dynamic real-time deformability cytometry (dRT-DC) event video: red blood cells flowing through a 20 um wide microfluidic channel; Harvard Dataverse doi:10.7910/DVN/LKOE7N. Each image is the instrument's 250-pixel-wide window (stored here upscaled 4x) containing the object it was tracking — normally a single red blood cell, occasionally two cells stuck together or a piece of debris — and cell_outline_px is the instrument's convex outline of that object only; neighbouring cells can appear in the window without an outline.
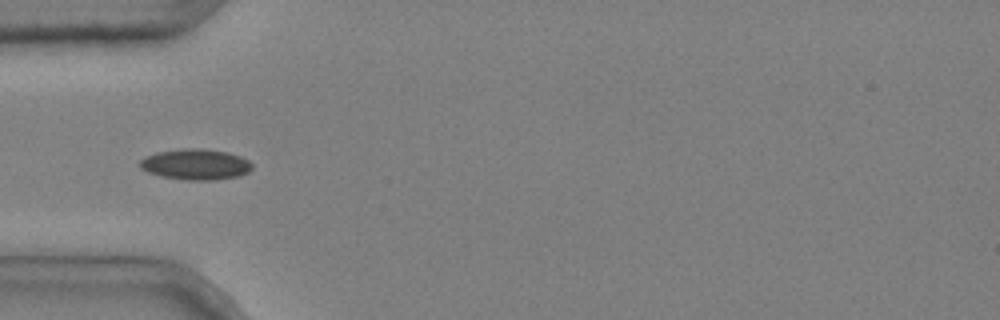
{"species": "common noctule bat (a hibernating species)", "species_latin": "Nyctalus noctula", "temperature_condition": "cold", "stored_images_in_passage": 6, "camera_frame_rate_fps": 3000, "um_per_image_px": 0.085, "animal": {"sex": "male", "body_mass_g": 20.4}, "frame": {"image": 1, "passage_image": 4, "time_ms": 1.0, "image_size_px": [1000, 320], "cell_outline_px": [[252, 168], [248, 172], [240, 176], [216, 180], [188, 180], [160, 176], [148, 172], [140, 168], [140, 160], [156, 152], [184, 148], [200, 148], [228, 152], [240, 156], [248, 160], [252, 164]], "centroid_in_image_um": [16.65, 13.97], "position_along_channel_um": 68.4, "area_um2": 20.17}}